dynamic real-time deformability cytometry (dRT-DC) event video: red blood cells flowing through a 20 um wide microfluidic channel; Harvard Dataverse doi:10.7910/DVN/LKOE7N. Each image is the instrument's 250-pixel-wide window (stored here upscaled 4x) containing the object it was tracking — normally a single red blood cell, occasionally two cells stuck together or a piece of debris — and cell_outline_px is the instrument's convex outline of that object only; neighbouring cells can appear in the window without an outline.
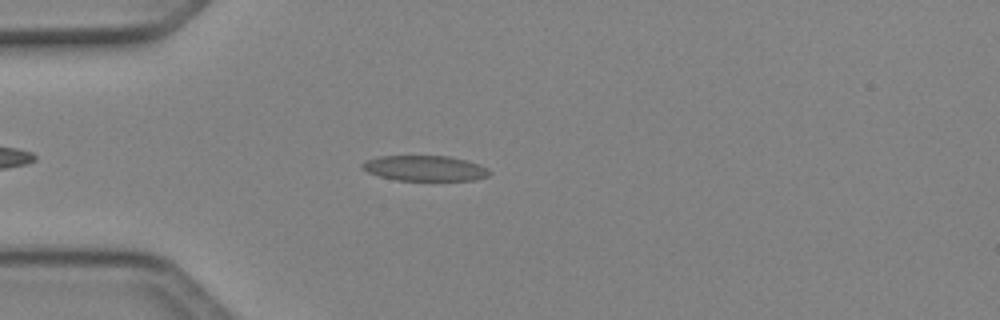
{"species": "Egyptian fruit bat (a non-hibernating species)", "species_latin": "Rousettus aegyptiacus", "temperature_condition": "cold", "stored_images_in_passage": 40, "camera_frame_rate_fps": 3000, "um_per_image_px": 0.085, "animal": {"sex": "female"}, "frame": {"image": 1, "passage_image": 7, "time_ms": 2.0, "image_size_px": [1000, 320], "cell_outline_px": [[492, 172], [488, 176], [472, 180], [396, 180], [380, 176], [368, 172], [360, 168], [360, 164], [364, 160], [380, 156], [448, 156], [468, 160], [480, 164], [488, 168]], "centroid_in_image_um": [36.11, 14.29], "position_along_channel_um": 48.9, "area_um2": 18.96}}
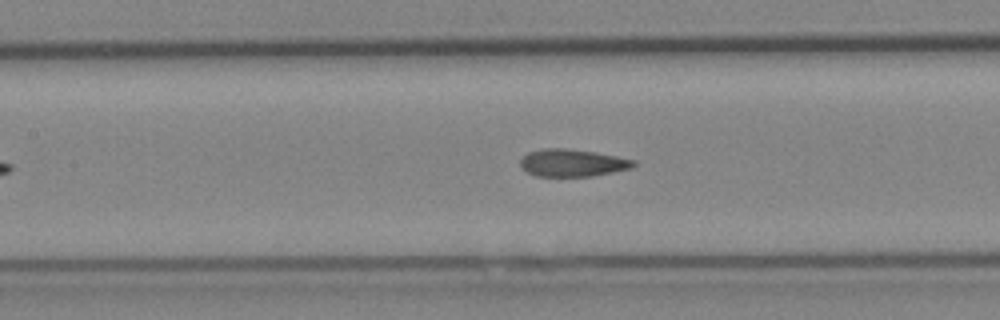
{"frame": {"image": 2, "passage_image": 16, "time_ms": 5.0, "image_size_px": [1000, 320], "cell_outline_px": [[636, 164], [632, 168], [592, 176], [536, 176], [520, 168], [520, 160], [528, 152], [544, 148], [564, 148], [596, 152], [636, 160]], "centroid_in_image_um": [48.65, 13.84], "position_along_channel_um": 158.8, "area_um2": 18.09}}
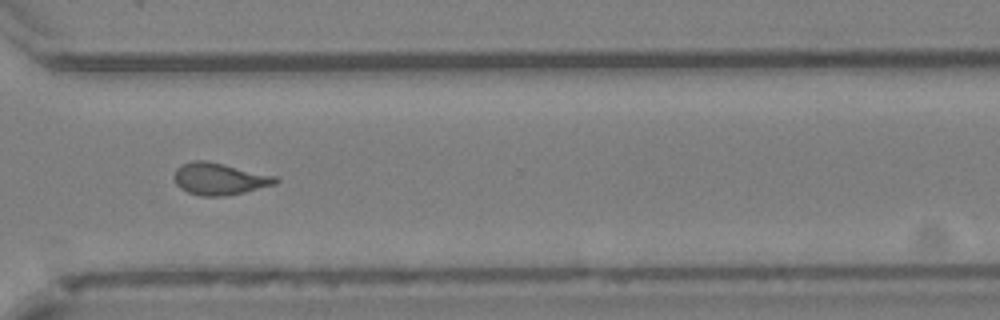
{"frame": {"image": 3, "passage_image": 30, "time_ms": 9.667, "image_size_px": [1000, 320], "cell_outline_px": [[280, 180], [276, 184], [244, 192], [224, 196], [200, 196], [188, 192], [180, 188], [176, 184], [172, 176], [176, 168], [180, 164], [192, 160], [208, 160], [276, 176]], "centroid_in_image_um": [18.61, 15.19], "position_along_channel_um": 352.0, "area_um2": 19.13}, "authors_computed_cell_mechanics": {"area_um2": 18.6116, "velocity_mm_per_s": 4.1438, "shape_relaxation_time_tau1_ms": null, "shape_relaxation_time_tau2_ms": 1.5864, "deformation_change_tau1": null, "deformation_change_tau2": 0.0783}}